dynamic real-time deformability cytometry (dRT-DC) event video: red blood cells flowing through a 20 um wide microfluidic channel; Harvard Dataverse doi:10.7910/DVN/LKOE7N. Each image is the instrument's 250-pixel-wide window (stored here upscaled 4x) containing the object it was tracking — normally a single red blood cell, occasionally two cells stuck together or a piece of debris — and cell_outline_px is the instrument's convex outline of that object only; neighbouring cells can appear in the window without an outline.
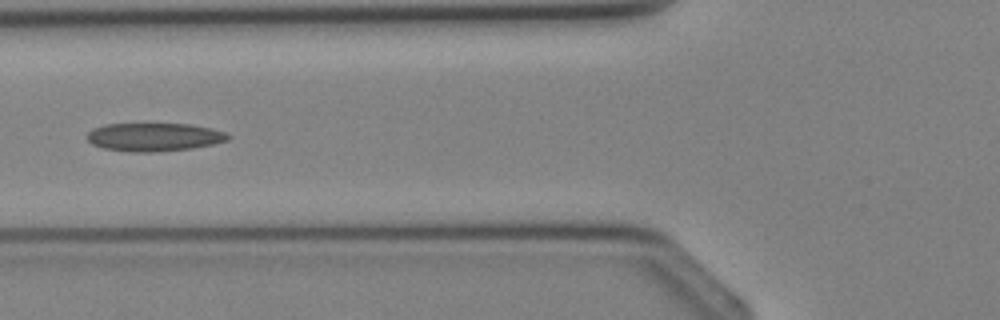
{"species": "Egyptian fruit bat (a non-hibernating species)", "species_latin": "Rousettus aegyptiacus", "temperature_condition": "cold", "stored_images_in_passage": 2, "camera_frame_rate_fps": 3000, "um_per_image_px": 0.085, "animal": {"sex": "female"}, "frame": {"image": 1, "passage_image": 2, "time_ms": 1.0, "image_size_px": [1000, 320], "cell_outline_px": [[232, 136], [228, 140], [212, 144], [192, 148], [152, 152], [132, 152], [104, 148], [92, 144], [84, 136], [92, 128], [104, 124], [188, 124], [212, 128], [228, 132]], "centroid_in_image_um": [13.1, 11.64], "position_along_channel_um": 112.7, "area_um2": 23.35}}